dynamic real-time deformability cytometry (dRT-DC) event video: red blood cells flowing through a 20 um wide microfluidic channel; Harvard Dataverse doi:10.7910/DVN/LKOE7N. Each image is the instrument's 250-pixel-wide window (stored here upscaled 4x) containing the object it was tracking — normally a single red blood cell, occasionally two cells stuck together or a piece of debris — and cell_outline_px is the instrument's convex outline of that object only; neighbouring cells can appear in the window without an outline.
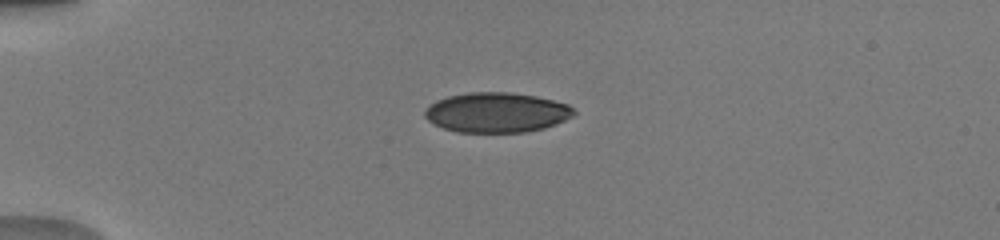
{"species": "human", "species_latin": "Homo sapiens", "temperature_condition": "warm", "stored_images_in_passage": 38, "camera_frame_rate_fps": 3000, "um_per_image_px": 0.085, "donor": {"sex": "male"}, "frame": {"image": 1, "passage_image": 1, "time_ms": 0.0, "image_size_px": [1000, 240], "cell_outline_px": [[576, 112], [572, 116], [556, 124], [544, 128], [524, 132], [456, 132], [444, 128], [428, 120], [424, 116], [424, 112], [436, 100], [448, 96], [468, 92], [512, 92], [536, 96], [568, 104]], "centroid_in_image_um": [42.22, 9.55], "position_along_channel_um": 42.8, "area_um2": 34.56}}
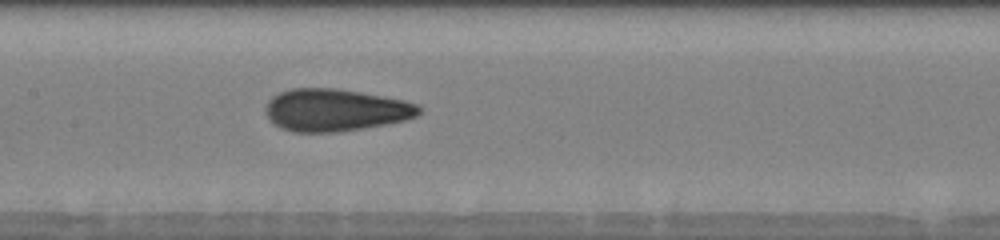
{"frame": {"image": 2, "passage_image": 14, "time_ms": 4.333, "image_size_px": [1000, 240], "cell_outline_px": [[424, 108], [416, 116], [408, 120], [364, 128], [336, 132], [292, 132], [280, 128], [264, 112], [264, 108], [268, 100], [272, 96], [280, 92], [292, 88], [336, 88], [384, 96], [404, 100], [420, 104]], "centroid_in_image_um": [28.53, 9.35], "position_along_channel_um": 178.9, "area_um2": 38.15}}
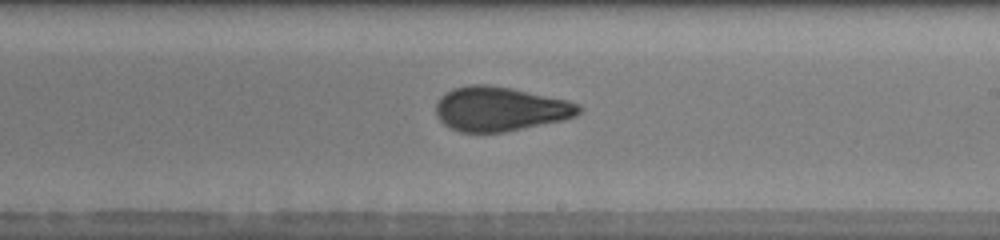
{"frame": {"image": 3, "passage_image": 19, "time_ms": 6.0, "image_size_px": [1000, 240], "cell_outline_px": [[584, 108], [576, 116], [564, 120], [504, 132], [460, 132], [444, 124], [436, 116], [436, 104], [440, 96], [444, 92], [452, 88], [468, 84], [488, 84], [512, 88], [568, 100], [580, 104]], "centroid_in_image_um": [42.51, 9.24], "position_along_channel_um": 246.5, "area_um2": 37.28}, "authors_computed_cell_mechanics": {"area_um2": 36.1828, "velocity_mm_per_s": 4.0726, "shape_relaxation_time_tau1_ms": 10.9723, "shape_relaxation_time_tau2_ms": 0.9515, "deformation_change_tau1": 0.2635, "deformation_change_tau2": 0.0677}}